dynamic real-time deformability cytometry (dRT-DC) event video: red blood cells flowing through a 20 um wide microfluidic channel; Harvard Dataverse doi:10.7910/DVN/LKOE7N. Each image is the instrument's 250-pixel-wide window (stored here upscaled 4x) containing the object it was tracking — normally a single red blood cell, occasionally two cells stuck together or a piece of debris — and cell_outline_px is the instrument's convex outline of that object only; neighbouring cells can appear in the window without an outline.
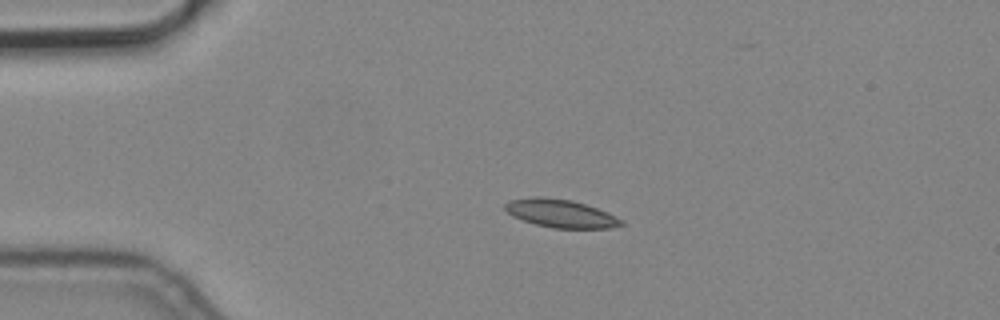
{"species": "common noctule bat (a hibernating species)", "species_latin": "Nyctalus noctula", "temperature_condition": "cold", "stored_images_in_passage": 5, "camera_frame_rate_fps": 3000, "um_per_image_px": 0.085, "animal": {"sex": "male", "body_mass_g": 19.2, "forearm_length_mm": 51.8}, "frame": {"image": 1, "passage_image": 3, "time_ms": 0.667, "image_size_px": [1000, 320], "cell_outline_px": [[624, 224], [608, 228], [552, 228], [536, 224], [512, 216], [504, 208], [504, 204], [512, 200], [536, 196], [540, 196], [572, 200], [596, 208], [616, 216], [624, 220]], "centroid_in_image_um": [47.66, 18.14], "position_along_channel_um": 37.3, "area_um2": 18.84}}